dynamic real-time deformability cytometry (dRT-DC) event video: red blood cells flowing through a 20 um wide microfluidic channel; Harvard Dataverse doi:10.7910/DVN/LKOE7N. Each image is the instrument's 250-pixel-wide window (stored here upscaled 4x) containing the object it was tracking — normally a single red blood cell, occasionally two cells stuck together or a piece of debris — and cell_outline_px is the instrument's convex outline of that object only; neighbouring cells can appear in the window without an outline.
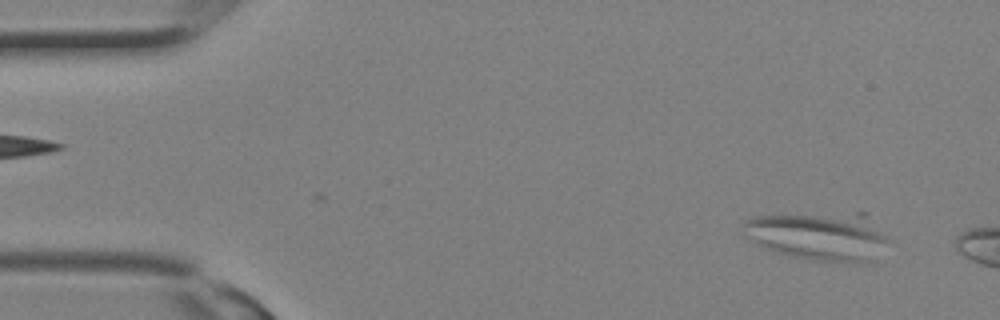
{"species": "Egyptian fruit bat (a non-hibernating species)", "species_latin": "Rousettus aegyptiacus", "temperature_condition": "room temperature", "stored_images_in_passage": 5, "camera_frame_rate_fps": 3000, "um_per_image_px": 0.085, "animal": {"sex": "female"}, "frame": {"image": 1, "passage_image": 2, "time_ms": 0.333, "image_size_px": [1000, 320], "cell_outline_px": [[888, 240], [876, 264], [856, 264], [812, 260], [788, 256], [764, 248], [752, 240], [744, 224], [744, 220], [752, 216], [856, 212], [864, 212]], "centroid_in_image_um": [69.7, 20.11], "position_along_channel_um": 15.3, "area_um2": 41.44}}